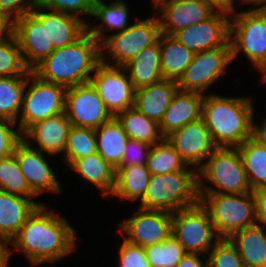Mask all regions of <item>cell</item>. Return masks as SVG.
Returning <instances> with one entry per match:
<instances>
[{
	"instance_id": "6da1fadb",
	"label": "cell",
	"mask_w": 266,
	"mask_h": 267,
	"mask_svg": "<svg viewBox=\"0 0 266 267\" xmlns=\"http://www.w3.org/2000/svg\"><path fill=\"white\" fill-rule=\"evenodd\" d=\"M48 208L44 203L27 218L10 242L11 256L14 249L23 252L31 265L53 264L76 251V229L67 217Z\"/></svg>"
},
{
	"instance_id": "7a4b0ae2",
	"label": "cell",
	"mask_w": 266,
	"mask_h": 267,
	"mask_svg": "<svg viewBox=\"0 0 266 267\" xmlns=\"http://www.w3.org/2000/svg\"><path fill=\"white\" fill-rule=\"evenodd\" d=\"M253 99L251 96L204 95L201 118L217 147L236 148L254 135Z\"/></svg>"
},
{
	"instance_id": "3957f363",
	"label": "cell",
	"mask_w": 266,
	"mask_h": 267,
	"mask_svg": "<svg viewBox=\"0 0 266 267\" xmlns=\"http://www.w3.org/2000/svg\"><path fill=\"white\" fill-rule=\"evenodd\" d=\"M100 63L101 44L87 32L74 44L54 49L32 72L44 81L69 88L90 82Z\"/></svg>"
},
{
	"instance_id": "277c9868",
	"label": "cell",
	"mask_w": 266,
	"mask_h": 267,
	"mask_svg": "<svg viewBox=\"0 0 266 267\" xmlns=\"http://www.w3.org/2000/svg\"><path fill=\"white\" fill-rule=\"evenodd\" d=\"M198 202L197 170L187 166L182 171L151 175L139 208L175 213Z\"/></svg>"
},
{
	"instance_id": "5b68a950",
	"label": "cell",
	"mask_w": 266,
	"mask_h": 267,
	"mask_svg": "<svg viewBox=\"0 0 266 267\" xmlns=\"http://www.w3.org/2000/svg\"><path fill=\"white\" fill-rule=\"evenodd\" d=\"M197 177L198 193L252 192L237 148L217 147L197 170Z\"/></svg>"
},
{
	"instance_id": "8992f818",
	"label": "cell",
	"mask_w": 266,
	"mask_h": 267,
	"mask_svg": "<svg viewBox=\"0 0 266 267\" xmlns=\"http://www.w3.org/2000/svg\"><path fill=\"white\" fill-rule=\"evenodd\" d=\"M199 201L209 212L220 238L257 224L253 191L242 194L199 193Z\"/></svg>"
},
{
	"instance_id": "52a82bcc",
	"label": "cell",
	"mask_w": 266,
	"mask_h": 267,
	"mask_svg": "<svg viewBox=\"0 0 266 267\" xmlns=\"http://www.w3.org/2000/svg\"><path fill=\"white\" fill-rule=\"evenodd\" d=\"M230 43L232 60L239 52L259 72L266 66V13L261 8H251L231 13Z\"/></svg>"
},
{
	"instance_id": "ba28073f",
	"label": "cell",
	"mask_w": 266,
	"mask_h": 267,
	"mask_svg": "<svg viewBox=\"0 0 266 267\" xmlns=\"http://www.w3.org/2000/svg\"><path fill=\"white\" fill-rule=\"evenodd\" d=\"M160 34V23L155 13L136 20L124 31L113 33L101 43V62L123 67L145 48L155 44Z\"/></svg>"
},
{
	"instance_id": "9c48e42d",
	"label": "cell",
	"mask_w": 266,
	"mask_h": 267,
	"mask_svg": "<svg viewBox=\"0 0 266 267\" xmlns=\"http://www.w3.org/2000/svg\"><path fill=\"white\" fill-rule=\"evenodd\" d=\"M67 88L44 81L32 71L27 76L17 127L23 134L34 123L64 113Z\"/></svg>"
},
{
	"instance_id": "30bf717a",
	"label": "cell",
	"mask_w": 266,
	"mask_h": 267,
	"mask_svg": "<svg viewBox=\"0 0 266 267\" xmlns=\"http://www.w3.org/2000/svg\"><path fill=\"white\" fill-rule=\"evenodd\" d=\"M172 235L183 246L186 253L200 254L202 257L207 256L220 239L209 212L200 201L173 213Z\"/></svg>"
},
{
	"instance_id": "8fae6325",
	"label": "cell",
	"mask_w": 266,
	"mask_h": 267,
	"mask_svg": "<svg viewBox=\"0 0 266 267\" xmlns=\"http://www.w3.org/2000/svg\"><path fill=\"white\" fill-rule=\"evenodd\" d=\"M231 62V46L195 53L192 62L177 80L178 90L206 95L208 88L225 75Z\"/></svg>"
},
{
	"instance_id": "7c38bea8",
	"label": "cell",
	"mask_w": 266,
	"mask_h": 267,
	"mask_svg": "<svg viewBox=\"0 0 266 267\" xmlns=\"http://www.w3.org/2000/svg\"><path fill=\"white\" fill-rule=\"evenodd\" d=\"M90 82L113 117L134 106L135 88L124 67L110 66L101 62L91 76Z\"/></svg>"
},
{
	"instance_id": "4fadbf2b",
	"label": "cell",
	"mask_w": 266,
	"mask_h": 267,
	"mask_svg": "<svg viewBox=\"0 0 266 267\" xmlns=\"http://www.w3.org/2000/svg\"><path fill=\"white\" fill-rule=\"evenodd\" d=\"M172 217L171 212L138 208L131 217L116 225L123 239L145 248L172 235Z\"/></svg>"
},
{
	"instance_id": "5bb4252c",
	"label": "cell",
	"mask_w": 266,
	"mask_h": 267,
	"mask_svg": "<svg viewBox=\"0 0 266 267\" xmlns=\"http://www.w3.org/2000/svg\"><path fill=\"white\" fill-rule=\"evenodd\" d=\"M65 113L72 126L94 130L113 118L91 82L67 88Z\"/></svg>"
},
{
	"instance_id": "9a60e30c",
	"label": "cell",
	"mask_w": 266,
	"mask_h": 267,
	"mask_svg": "<svg viewBox=\"0 0 266 267\" xmlns=\"http://www.w3.org/2000/svg\"><path fill=\"white\" fill-rule=\"evenodd\" d=\"M231 13L217 10L210 18L176 32L173 37L194 53L231 46Z\"/></svg>"
},
{
	"instance_id": "2e32d148",
	"label": "cell",
	"mask_w": 266,
	"mask_h": 267,
	"mask_svg": "<svg viewBox=\"0 0 266 267\" xmlns=\"http://www.w3.org/2000/svg\"><path fill=\"white\" fill-rule=\"evenodd\" d=\"M14 156L30 190L37 197L44 192L59 195L62 193L57 173L54 172V168L46 160L44 152L31 147L22 139L15 147Z\"/></svg>"
},
{
	"instance_id": "e0dca14e",
	"label": "cell",
	"mask_w": 266,
	"mask_h": 267,
	"mask_svg": "<svg viewBox=\"0 0 266 267\" xmlns=\"http://www.w3.org/2000/svg\"><path fill=\"white\" fill-rule=\"evenodd\" d=\"M187 166L198 170L217 148L202 118L165 137Z\"/></svg>"
},
{
	"instance_id": "ac0fdd59",
	"label": "cell",
	"mask_w": 266,
	"mask_h": 267,
	"mask_svg": "<svg viewBox=\"0 0 266 267\" xmlns=\"http://www.w3.org/2000/svg\"><path fill=\"white\" fill-rule=\"evenodd\" d=\"M155 9L160 32L170 36L210 18L217 11L205 0H168Z\"/></svg>"
},
{
	"instance_id": "d6986e66",
	"label": "cell",
	"mask_w": 266,
	"mask_h": 267,
	"mask_svg": "<svg viewBox=\"0 0 266 267\" xmlns=\"http://www.w3.org/2000/svg\"><path fill=\"white\" fill-rule=\"evenodd\" d=\"M16 36L25 66L32 71L53 51L49 43L47 23H41L32 13H27L14 20Z\"/></svg>"
},
{
	"instance_id": "ffe728a7",
	"label": "cell",
	"mask_w": 266,
	"mask_h": 267,
	"mask_svg": "<svg viewBox=\"0 0 266 267\" xmlns=\"http://www.w3.org/2000/svg\"><path fill=\"white\" fill-rule=\"evenodd\" d=\"M71 127L64 112L34 123L22 134V139L45 155H63Z\"/></svg>"
},
{
	"instance_id": "44dd1931",
	"label": "cell",
	"mask_w": 266,
	"mask_h": 267,
	"mask_svg": "<svg viewBox=\"0 0 266 267\" xmlns=\"http://www.w3.org/2000/svg\"><path fill=\"white\" fill-rule=\"evenodd\" d=\"M41 23H47L49 43L54 49L77 42L88 32V21L78 16L36 6L31 12Z\"/></svg>"
},
{
	"instance_id": "7402d4cb",
	"label": "cell",
	"mask_w": 266,
	"mask_h": 267,
	"mask_svg": "<svg viewBox=\"0 0 266 267\" xmlns=\"http://www.w3.org/2000/svg\"><path fill=\"white\" fill-rule=\"evenodd\" d=\"M110 1L108 3L103 0L96 1L92 17L97 18L99 23L93 25L88 22L87 25L88 33L100 44L113 32L124 31L132 24L128 23L130 9L127 3L123 0Z\"/></svg>"
},
{
	"instance_id": "603a6c76",
	"label": "cell",
	"mask_w": 266,
	"mask_h": 267,
	"mask_svg": "<svg viewBox=\"0 0 266 267\" xmlns=\"http://www.w3.org/2000/svg\"><path fill=\"white\" fill-rule=\"evenodd\" d=\"M203 98L204 94L201 93L177 90L160 123L161 134L166 137L184 125L199 120Z\"/></svg>"
},
{
	"instance_id": "cb8c5ba5",
	"label": "cell",
	"mask_w": 266,
	"mask_h": 267,
	"mask_svg": "<svg viewBox=\"0 0 266 267\" xmlns=\"http://www.w3.org/2000/svg\"><path fill=\"white\" fill-rule=\"evenodd\" d=\"M178 90L176 80L163 79L157 83L135 90L134 108L149 119L160 124Z\"/></svg>"
},
{
	"instance_id": "d4e9b609",
	"label": "cell",
	"mask_w": 266,
	"mask_h": 267,
	"mask_svg": "<svg viewBox=\"0 0 266 267\" xmlns=\"http://www.w3.org/2000/svg\"><path fill=\"white\" fill-rule=\"evenodd\" d=\"M38 198H27L0 191V236L11 242L27 218L42 204Z\"/></svg>"
},
{
	"instance_id": "484cf974",
	"label": "cell",
	"mask_w": 266,
	"mask_h": 267,
	"mask_svg": "<svg viewBox=\"0 0 266 267\" xmlns=\"http://www.w3.org/2000/svg\"><path fill=\"white\" fill-rule=\"evenodd\" d=\"M69 167L87 183L98 188L103 198L108 199L113 194L116 170L98 152L75 160Z\"/></svg>"
},
{
	"instance_id": "4316f807",
	"label": "cell",
	"mask_w": 266,
	"mask_h": 267,
	"mask_svg": "<svg viewBox=\"0 0 266 267\" xmlns=\"http://www.w3.org/2000/svg\"><path fill=\"white\" fill-rule=\"evenodd\" d=\"M123 67L127 70L135 90L163 80L159 39Z\"/></svg>"
},
{
	"instance_id": "83f0119b",
	"label": "cell",
	"mask_w": 266,
	"mask_h": 267,
	"mask_svg": "<svg viewBox=\"0 0 266 267\" xmlns=\"http://www.w3.org/2000/svg\"><path fill=\"white\" fill-rule=\"evenodd\" d=\"M266 228L254 225L233 233L228 239L246 267H266Z\"/></svg>"
},
{
	"instance_id": "f1b7e54d",
	"label": "cell",
	"mask_w": 266,
	"mask_h": 267,
	"mask_svg": "<svg viewBox=\"0 0 266 267\" xmlns=\"http://www.w3.org/2000/svg\"><path fill=\"white\" fill-rule=\"evenodd\" d=\"M115 186L111 197L140 203L146 193L151 173L146 165L116 167Z\"/></svg>"
},
{
	"instance_id": "f546056e",
	"label": "cell",
	"mask_w": 266,
	"mask_h": 267,
	"mask_svg": "<svg viewBox=\"0 0 266 267\" xmlns=\"http://www.w3.org/2000/svg\"><path fill=\"white\" fill-rule=\"evenodd\" d=\"M99 155L116 168L125 151L129 137L118 120L113 117L95 130Z\"/></svg>"
},
{
	"instance_id": "4dcf8cb0",
	"label": "cell",
	"mask_w": 266,
	"mask_h": 267,
	"mask_svg": "<svg viewBox=\"0 0 266 267\" xmlns=\"http://www.w3.org/2000/svg\"><path fill=\"white\" fill-rule=\"evenodd\" d=\"M161 69L164 79L178 80L195 53L173 36L160 34Z\"/></svg>"
},
{
	"instance_id": "1f68e13d",
	"label": "cell",
	"mask_w": 266,
	"mask_h": 267,
	"mask_svg": "<svg viewBox=\"0 0 266 267\" xmlns=\"http://www.w3.org/2000/svg\"><path fill=\"white\" fill-rule=\"evenodd\" d=\"M236 148L241 155L252 191L266 188V144L253 135Z\"/></svg>"
},
{
	"instance_id": "d6a6232c",
	"label": "cell",
	"mask_w": 266,
	"mask_h": 267,
	"mask_svg": "<svg viewBox=\"0 0 266 267\" xmlns=\"http://www.w3.org/2000/svg\"><path fill=\"white\" fill-rule=\"evenodd\" d=\"M115 118L121 124L129 139L154 145L165 138L161 134L160 124L149 119L134 107L117 114Z\"/></svg>"
},
{
	"instance_id": "836d02e7",
	"label": "cell",
	"mask_w": 266,
	"mask_h": 267,
	"mask_svg": "<svg viewBox=\"0 0 266 267\" xmlns=\"http://www.w3.org/2000/svg\"><path fill=\"white\" fill-rule=\"evenodd\" d=\"M27 76L0 77V118L18 122Z\"/></svg>"
},
{
	"instance_id": "e575fe53",
	"label": "cell",
	"mask_w": 266,
	"mask_h": 267,
	"mask_svg": "<svg viewBox=\"0 0 266 267\" xmlns=\"http://www.w3.org/2000/svg\"><path fill=\"white\" fill-rule=\"evenodd\" d=\"M146 166L151 175L178 172L187 167L186 163L181 159L180 154L166 138L152 145Z\"/></svg>"
},
{
	"instance_id": "d590c367",
	"label": "cell",
	"mask_w": 266,
	"mask_h": 267,
	"mask_svg": "<svg viewBox=\"0 0 266 267\" xmlns=\"http://www.w3.org/2000/svg\"><path fill=\"white\" fill-rule=\"evenodd\" d=\"M97 151L95 130L72 126L62 158L70 166L75 160L97 153Z\"/></svg>"
},
{
	"instance_id": "8d00e7d4",
	"label": "cell",
	"mask_w": 266,
	"mask_h": 267,
	"mask_svg": "<svg viewBox=\"0 0 266 267\" xmlns=\"http://www.w3.org/2000/svg\"><path fill=\"white\" fill-rule=\"evenodd\" d=\"M0 191L27 198H38L30 190L14 153L0 159Z\"/></svg>"
},
{
	"instance_id": "74e56055",
	"label": "cell",
	"mask_w": 266,
	"mask_h": 267,
	"mask_svg": "<svg viewBox=\"0 0 266 267\" xmlns=\"http://www.w3.org/2000/svg\"><path fill=\"white\" fill-rule=\"evenodd\" d=\"M145 252L151 267H176L186 254L173 235L159 244L145 247Z\"/></svg>"
},
{
	"instance_id": "f35d334b",
	"label": "cell",
	"mask_w": 266,
	"mask_h": 267,
	"mask_svg": "<svg viewBox=\"0 0 266 267\" xmlns=\"http://www.w3.org/2000/svg\"><path fill=\"white\" fill-rule=\"evenodd\" d=\"M29 72L16 36L0 43V77L28 76Z\"/></svg>"
},
{
	"instance_id": "ab89813d",
	"label": "cell",
	"mask_w": 266,
	"mask_h": 267,
	"mask_svg": "<svg viewBox=\"0 0 266 267\" xmlns=\"http://www.w3.org/2000/svg\"><path fill=\"white\" fill-rule=\"evenodd\" d=\"M208 267H246L228 238H220L208 252Z\"/></svg>"
},
{
	"instance_id": "60d3db41",
	"label": "cell",
	"mask_w": 266,
	"mask_h": 267,
	"mask_svg": "<svg viewBox=\"0 0 266 267\" xmlns=\"http://www.w3.org/2000/svg\"><path fill=\"white\" fill-rule=\"evenodd\" d=\"M95 3V0H38L37 6L84 19V15L92 17Z\"/></svg>"
},
{
	"instance_id": "b9f144b4",
	"label": "cell",
	"mask_w": 266,
	"mask_h": 267,
	"mask_svg": "<svg viewBox=\"0 0 266 267\" xmlns=\"http://www.w3.org/2000/svg\"><path fill=\"white\" fill-rule=\"evenodd\" d=\"M118 266L116 267H151L145 248L123 239L118 250Z\"/></svg>"
},
{
	"instance_id": "7bdbcfd3",
	"label": "cell",
	"mask_w": 266,
	"mask_h": 267,
	"mask_svg": "<svg viewBox=\"0 0 266 267\" xmlns=\"http://www.w3.org/2000/svg\"><path fill=\"white\" fill-rule=\"evenodd\" d=\"M16 126L14 121L0 118V159L13 154L22 140V133Z\"/></svg>"
},
{
	"instance_id": "ee69618b",
	"label": "cell",
	"mask_w": 266,
	"mask_h": 267,
	"mask_svg": "<svg viewBox=\"0 0 266 267\" xmlns=\"http://www.w3.org/2000/svg\"><path fill=\"white\" fill-rule=\"evenodd\" d=\"M151 148L152 145L146 142L129 139L122 160L117 167L146 165Z\"/></svg>"
},
{
	"instance_id": "f6af8a7d",
	"label": "cell",
	"mask_w": 266,
	"mask_h": 267,
	"mask_svg": "<svg viewBox=\"0 0 266 267\" xmlns=\"http://www.w3.org/2000/svg\"><path fill=\"white\" fill-rule=\"evenodd\" d=\"M37 3L38 0H0V12L15 20L24 14L31 13Z\"/></svg>"
},
{
	"instance_id": "bcb514c9",
	"label": "cell",
	"mask_w": 266,
	"mask_h": 267,
	"mask_svg": "<svg viewBox=\"0 0 266 267\" xmlns=\"http://www.w3.org/2000/svg\"><path fill=\"white\" fill-rule=\"evenodd\" d=\"M256 199L257 224L266 228V188L253 191Z\"/></svg>"
},
{
	"instance_id": "7dc6e473",
	"label": "cell",
	"mask_w": 266,
	"mask_h": 267,
	"mask_svg": "<svg viewBox=\"0 0 266 267\" xmlns=\"http://www.w3.org/2000/svg\"><path fill=\"white\" fill-rule=\"evenodd\" d=\"M14 35V20L0 12V43L9 40Z\"/></svg>"
},
{
	"instance_id": "c3c4849f",
	"label": "cell",
	"mask_w": 266,
	"mask_h": 267,
	"mask_svg": "<svg viewBox=\"0 0 266 267\" xmlns=\"http://www.w3.org/2000/svg\"><path fill=\"white\" fill-rule=\"evenodd\" d=\"M201 258L200 254L186 253L176 267H208L207 256Z\"/></svg>"
},
{
	"instance_id": "681fc988",
	"label": "cell",
	"mask_w": 266,
	"mask_h": 267,
	"mask_svg": "<svg viewBox=\"0 0 266 267\" xmlns=\"http://www.w3.org/2000/svg\"><path fill=\"white\" fill-rule=\"evenodd\" d=\"M10 249V242L0 236V267H7L9 265L8 262L11 259Z\"/></svg>"
},
{
	"instance_id": "f907efd6",
	"label": "cell",
	"mask_w": 266,
	"mask_h": 267,
	"mask_svg": "<svg viewBox=\"0 0 266 267\" xmlns=\"http://www.w3.org/2000/svg\"><path fill=\"white\" fill-rule=\"evenodd\" d=\"M210 3L216 10L233 13L236 11L235 0H205Z\"/></svg>"
},
{
	"instance_id": "816d5d0a",
	"label": "cell",
	"mask_w": 266,
	"mask_h": 267,
	"mask_svg": "<svg viewBox=\"0 0 266 267\" xmlns=\"http://www.w3.org/2000/svg\"><path fill=\"white\" fill-rule=\"evenodd\" d=\"M259 124H254V136L266 144V118Z\"/></svg>"
},
{
	"instance_id": "f5cc1de1",
	"label": "cell",
	"mask_w": 266,
	"mask_h": 267,
	"mask_svg": "<svg viewBox=\"0 0 266 267\" xmlns=\"http://www.w3.org/2000/svg\"><path fill=\"white\" fill-rule=\"evenodd\" d=\"M239 4H250L251 7L256 8H262L266 5V0H238ZM258 6V7H256Z\"/></svg>"
},
{
	"instance_id": "db71d44e",
	"label": "cell",
	"mask_w": 266,
	"mask_h": 267,
	"mask_svg": "<svg viewBox=\"0 0 266 267\" xmlns=\"http://www.w3.org/2000/svg\"><path fill=\"white\" fill-rule=\"evenodd\" d=\"M262 75V79H261V83H266V66L260 71V73Z\"/></svg>"
},
{
	"instance_id": "11a10c76",
	"label": "cell",
	"mask_w": 266,
	"mask_h": 267,
	"mask_svg": "<svg viewBox=\"0 0 266 267\" xmlns=\"http://www.w3.org/2000/svg\"><path fill=\"white\" fill-rule=\"evenodd\" d=\"M168 0H152V3H153V7H154V10L156 7H158L160 4L166 2Z\"/></svg>"
},
{
	"instance_id": "9f6ffc18",
	"label": "cell",
	"mask_w": 266,
	"mask_h": 267,
	"mask_svg": "<svg viewBox=\"0 0 266 267\" xmlns=\"http://www.w3.org/2000/svg\"><path fill=\"white\" fill-rule=\"evenodd\" d=\"M266 13V5L261 8Z\"/></svg>"
}]
</instances>
